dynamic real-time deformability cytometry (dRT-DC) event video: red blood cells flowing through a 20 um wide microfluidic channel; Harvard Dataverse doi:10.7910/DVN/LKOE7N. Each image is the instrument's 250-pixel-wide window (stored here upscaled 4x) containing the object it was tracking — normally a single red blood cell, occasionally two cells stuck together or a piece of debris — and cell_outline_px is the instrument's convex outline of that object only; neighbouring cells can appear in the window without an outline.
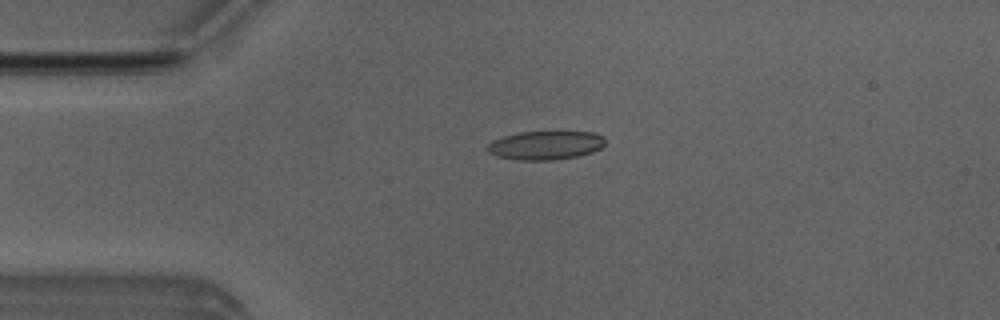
{"species": "Egyptian fruit bat (a non-hibernating species)", "species_latin": "Rousettus aegyptiacus", "temperature_condition": "room temperature", "stored_images_in_passage": 5, "camera_frame_rate_fps": 3000, "um_per_image_px": 0.085, "animal": {"sex": "male"}, "frame": {"image": 1, "passage_image": 4, "time_ms": 3.333, "image_size_px": [1000, 320], "cell_outline_px": [[604, 144], [600, 148], [592, 152], [576, 156], [552, 160], [516, 160], [496, 156], [488, 152], [488, 144], [492, 140], [504, 136], [520, 132], [592, 132], [604, 136]], "centroid_in_image_um": [46.35, 12.35], "position_along_channel_um": 38.7, "area_um2": 19.59}}